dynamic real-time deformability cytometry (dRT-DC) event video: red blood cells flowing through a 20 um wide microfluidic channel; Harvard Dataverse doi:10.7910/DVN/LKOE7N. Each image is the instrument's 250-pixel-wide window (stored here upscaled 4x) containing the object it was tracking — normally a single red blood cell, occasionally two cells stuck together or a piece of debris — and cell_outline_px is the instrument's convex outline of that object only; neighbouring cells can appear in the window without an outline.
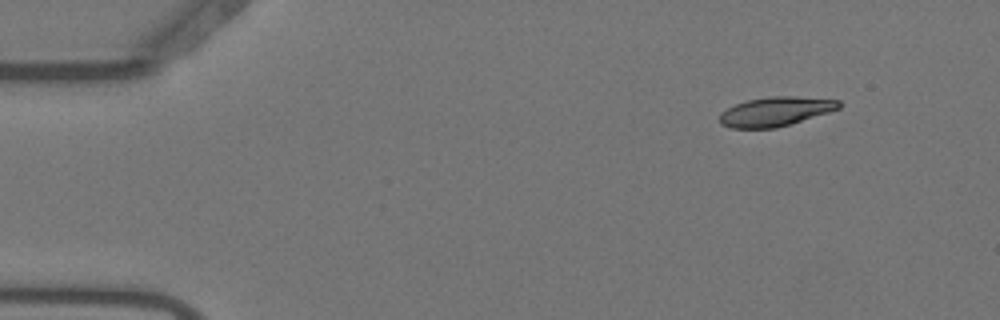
{"species": "Egyptian fruit bat (a non-hibernating species)", "species_latin": "Rousettus aegyptiacus", "temperature_condition": "warm", "stored_images_in_passage": 52, "camera_frame_rate_fps": 3000, "um_per_image_px": 0.085, "animal": {"sex": "female"}, "frame": {"image": 1, "passage_image": 3, "time_ms": 0.667, "image_size_px": [1000, 320], "cell_outline_px": [[840, 108], [828, 112], [776, 128], [732, 128], [720, 124], [720, 112], [736, 104], [748, 100], [768, 96], [796, 96], [840, 100]], "centroid_in_image_um": [65.9, 9.47], "position_along_channel_um": 19.1, "area_um2": 20.17}}
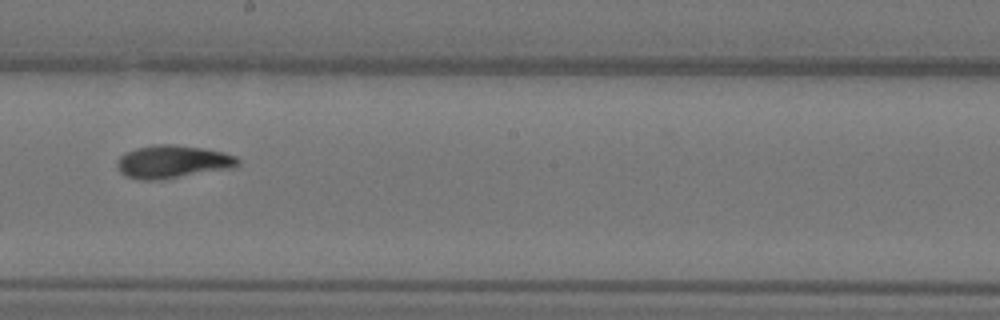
{"frame": {"image": 2, "passage_image": 28, "time_ms": 9.0, "image_size_px": [1000, 320], "cell_outline_px": [[240, 164], [236, 168], [160, 180], [140, 180], [124, 176], [120, 172], [116, 164], [116, 160], [120, 156], [136, 148], [156, 144], [172, 144], [204, 148], [224, 152], [236, 156], [240, 160]], "centroid_in_image_um": [14.71, 13.76], "position_along_channel_um": 233.5, "area_um2": 23.58}}
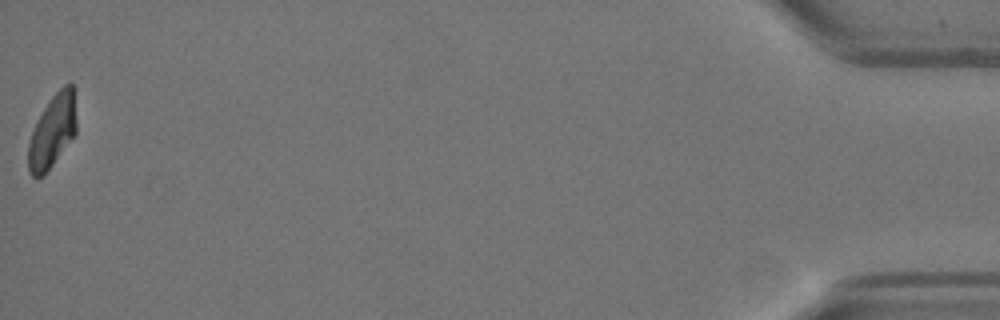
{"frame": {"image": 3, "passage_image": 52, "time_ms": 17.0, "image_size_px": [1000, 320], "cell_outline_px": [[76, 136], [44, 176], [36, 180], [28, 172], [28, 144], [32, 132], [44, 108], [52, 96], [64, 84], [72, 80], [76, 88]], "centroid_in_image_um": [4.51, 11.15], "position_along_channel_um": 430.7, "area_um2": 21.27}, "authors_computed_cell_mechanics": {"area_um2": 21.964, "velocity_mm_per_s": 3.6965, "shape_relaxation_time_tau1_ms": 6.1873, "shape_relaxation_time_tau2_ms": 2.7349, "deformation_change_tau1": 0.207, "deformation_change_tau2": 0.0574}}